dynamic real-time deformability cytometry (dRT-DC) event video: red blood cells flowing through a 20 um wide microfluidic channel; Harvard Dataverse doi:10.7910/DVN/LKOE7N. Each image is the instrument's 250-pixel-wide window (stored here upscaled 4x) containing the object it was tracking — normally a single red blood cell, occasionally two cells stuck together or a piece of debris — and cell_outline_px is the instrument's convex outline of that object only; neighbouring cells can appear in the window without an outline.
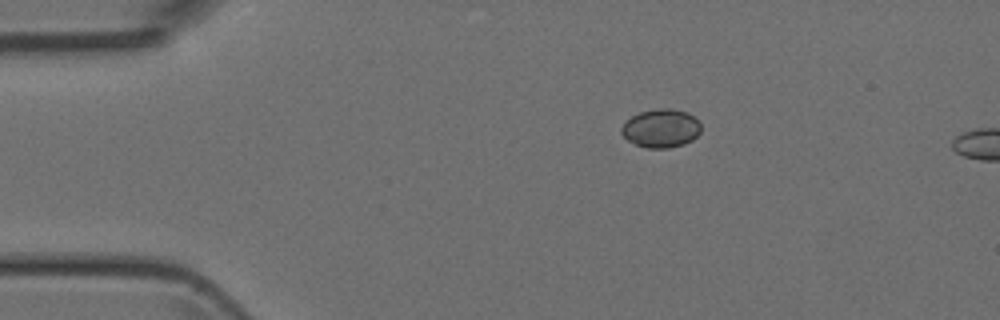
{"species": "Egyptian fruit bat (a non-hibernating species)", "species_latin": "Rousettus aegyptiacus", "temperature_condition": "room temperature", "stored_images_in_passage": 4, "camera_frame_rate_fps": 3000, "um_per_image_px": 0.085, "animal": {"sex": "female"}, "frame": {"image": 1, "passage_image": 4, "time_ms": 4.0, "image_size_px": [1000, 320], "cell_outline_px": [[700, 132], [692, 140], [684, 144], [668, 148], [648, 148], [636, 144], [628, 140], [620, 132], [620, 128], [632, 116], [640, 112], [656, 108], [672, 108], [688, 112], [700, 124]], "centroid_in_image_um": [56.18, 10.9], "position_along_channel_um": 28.8, "area_um2": 17.74}}